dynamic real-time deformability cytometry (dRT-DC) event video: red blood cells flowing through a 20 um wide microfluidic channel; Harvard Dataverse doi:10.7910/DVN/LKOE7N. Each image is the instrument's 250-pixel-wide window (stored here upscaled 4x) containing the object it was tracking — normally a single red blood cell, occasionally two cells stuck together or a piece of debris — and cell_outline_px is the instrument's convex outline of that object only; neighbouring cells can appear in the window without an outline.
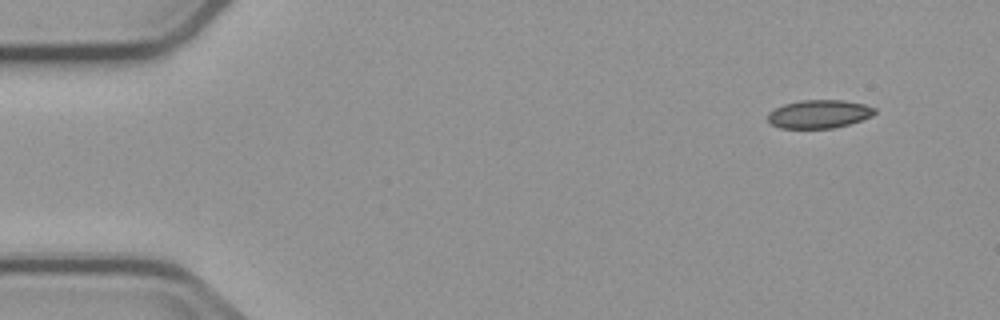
{"species": "common noctule bat (a hibernating species)", "species_latin": "Nyctalus noctula", "temperature_condition": "cold", "stored_images_in_passage": 3, "camera_frame_rate_fps": 3000, "um_per_image_px": 0.085, "animal": {"sex": "male", "body_mass_g": 23.1, "forearm_length_mm": 52.7}, "frame": {"image": 1, "passage_image": 1, "time_ms": 0.0, "image_size_px": [1000, 320], "cell_outline_px": [[876, 112], [872, 116], [848, 124], [832, 128], [780, 128], [772, 124], [768, 120], [768, 112], [784, 104], [800, 100], [840, 100], [864, 104], [876, 108]], "centroid_in_image_um": [69.61, 9.69], "position_along_channel_um": 15.4, "area_um2": 17.51}}